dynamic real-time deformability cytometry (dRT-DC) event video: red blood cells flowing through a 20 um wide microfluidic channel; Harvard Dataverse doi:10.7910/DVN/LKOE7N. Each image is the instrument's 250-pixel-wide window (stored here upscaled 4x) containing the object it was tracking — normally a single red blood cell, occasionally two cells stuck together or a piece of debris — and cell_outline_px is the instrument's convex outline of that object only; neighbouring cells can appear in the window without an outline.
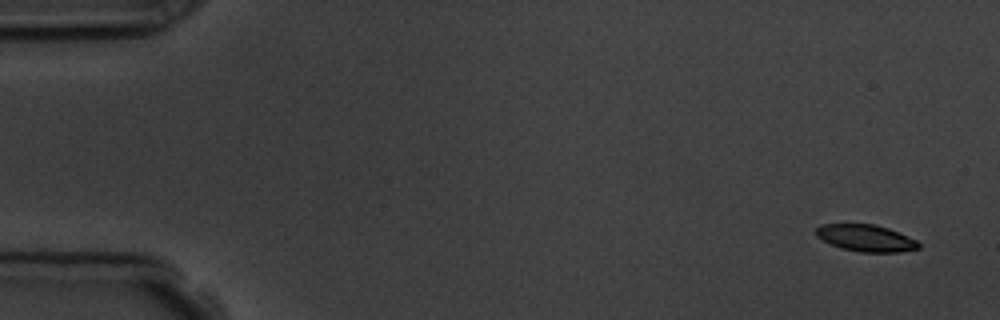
{"species": "common noctule bat (a hibernating species)", "species_latin": "Nyctalus noctula", "temperature_condition": "room temperature", "stored_images_in_passage": 6, "camera_frame_rate_fps": 3000, "um_per_image_px": 0.085, "animal": {"sex": "male", "body_mass_g": 19.5, "forearm_length_mm": 54.6}, "frame": {"image": 1, "passage_image": 1, "time_ms": 0.0, "image_size_px": [1000, 320], "cell_outline_px": [[920, 248], [900, 252], [860, 252], [840, 248], [816, 236], [816, 228], [820, 224], [872, 224], [888, 228], [916, 240], [920, 244]], "centroid_in_image_um": [73.6, 20.24], "position_along_channel_um": 11.4, "area_um2": 15.9}}
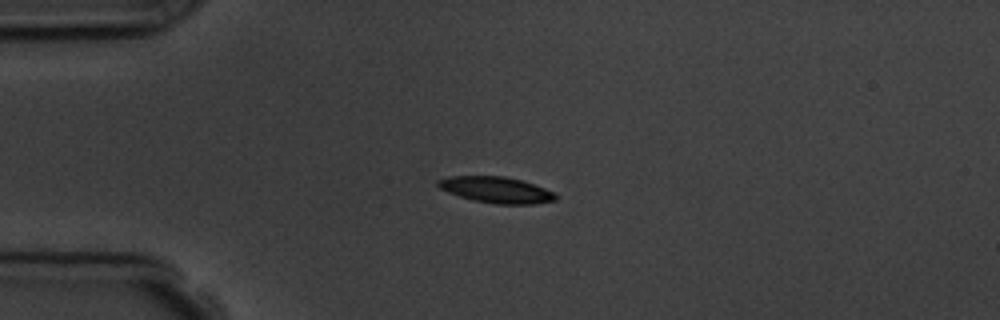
{"frame": {"image": 2, "passage_image": 4, "time_ms": 3.667, "image_size_px": [1000, 320], "cell_outline_px": [[556, 200], [532, 204], [496, 204], [472, 200], [448, 192], [440, 188], [436, 184], [436, 180], [448, 176], [504, 176], [520, 180], [556, 192]], "centroid_in_image_um": [42.16, 16.13], "position_along_channel_um": 42.8, "area_um2": 17.86}}